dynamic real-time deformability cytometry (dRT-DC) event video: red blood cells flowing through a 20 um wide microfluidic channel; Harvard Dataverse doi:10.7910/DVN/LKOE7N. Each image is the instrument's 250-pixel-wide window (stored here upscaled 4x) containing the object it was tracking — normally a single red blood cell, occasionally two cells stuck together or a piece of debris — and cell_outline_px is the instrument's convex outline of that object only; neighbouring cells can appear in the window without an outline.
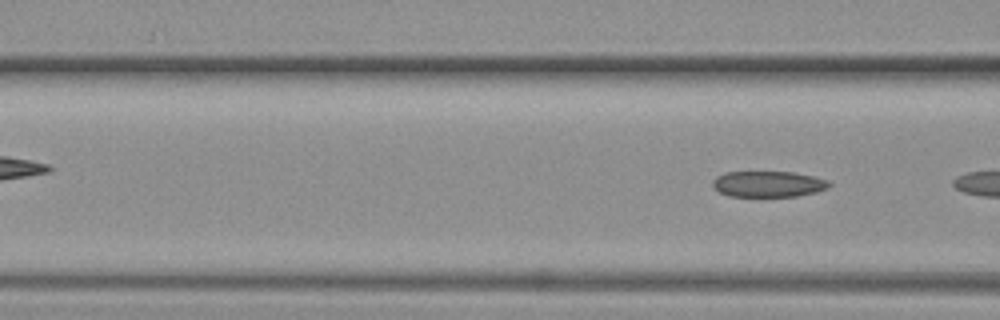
{"species": "common noctule bat (a hibernating species)", "species_latin": "Nyctalus noctula", "temperature_condition": "warm", "stored_images_in_passage": 7, "segment_of_instrument_passage": [2, 2], "camera_frame_rate_fps": 3000, "um_per_image_px": 0.085, "animal": {"sex": "female", "body_mass_g": 19.3, "forearm_length_mm": 54.1}, "frame": {"image": 1, "passage_image": 7, "time_ms": 2.0, "image_size_px": [1000, 320], "cell_outline_px": [[832, 184], [828, 188], [816, 192], [796, 196], [764, 200], [728, 196], [720, 192], [712, 184], [712, 180], [716, 176], [724, 172], [792, 172], [812, 176], [828, 180]], "centroid_in_image_um": [65.28, 15.7], "position_along_channel_um": 101.3, "area_um2": 18.55}}